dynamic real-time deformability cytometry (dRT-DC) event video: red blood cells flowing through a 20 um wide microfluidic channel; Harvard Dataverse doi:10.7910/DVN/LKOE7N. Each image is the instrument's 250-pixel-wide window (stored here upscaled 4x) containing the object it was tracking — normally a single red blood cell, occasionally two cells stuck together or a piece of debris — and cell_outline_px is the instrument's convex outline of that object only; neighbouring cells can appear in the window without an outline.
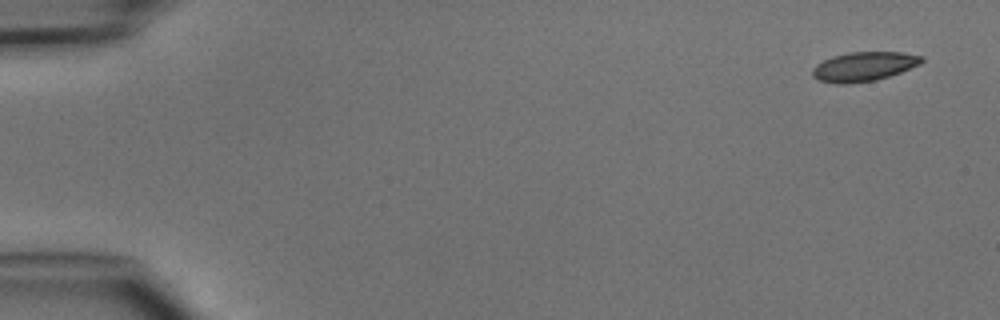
{"species": "common noctule bat (a hibernating species)", "species_latin": "Nyctalus noctula", "temperature_condition": "cold", "stored_images_in_passage": 6, "camera_frame_rate_fps": 3000, "um_per_image_px": 0.085, "animal": {"sex": "male", "body_mass_g": 15.6}, "frame": {"image": 1, "passage_image": 1, "time_ms": 0.0, "image_size_px": [1000, 320], "cell_outline_px": [[924, 60], [920, 64], [900, 72], [876, 80], [844, 84], [840, 84], [820, 80], [812, 76], [812, 68], [816, 64], [832, 56], [848, 52], [904, 52], [924, 56]], "centroid_in_image_um": [73.43, 5.64], "position_along_channel_um": 11.6, "area_um2": 18.61}}
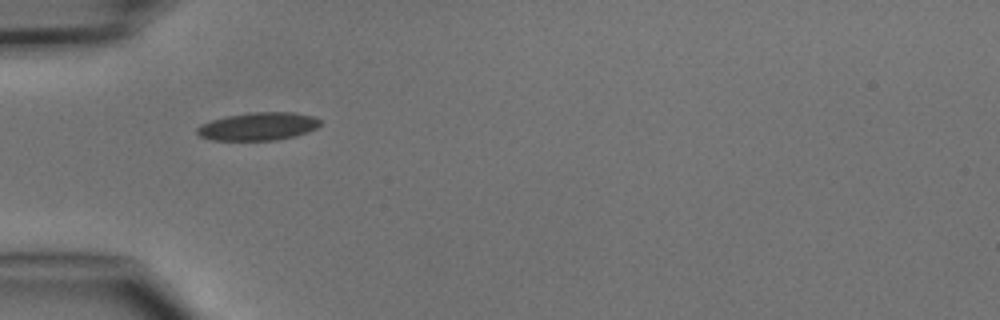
{"frame": {"image": 2, "passage_image": 4, "time_ms": 4.333, "image_size_px": [1000, 320], "cell_outline_px": [[320, 124], [316, 128], [292, 136], [276, 140], [212, 140], [200, 136], [196, 132], [196, 128], [200, 124], [212, 120], [228, 116], [252, 112], [292, 112], [312, 116], [320, 120]], "centroid_in_image_um": [21.9, 10.74], "position_along_channel_um": 63.1, "area_um2": 19.77}}